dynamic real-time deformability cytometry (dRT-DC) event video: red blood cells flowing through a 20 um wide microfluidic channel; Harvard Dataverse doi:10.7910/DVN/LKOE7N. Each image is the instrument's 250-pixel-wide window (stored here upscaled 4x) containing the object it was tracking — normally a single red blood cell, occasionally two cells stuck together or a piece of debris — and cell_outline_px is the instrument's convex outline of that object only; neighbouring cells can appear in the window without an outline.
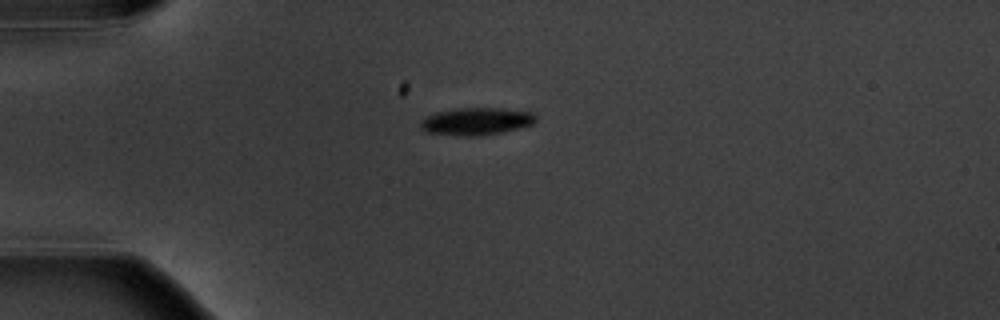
{"species": "common noctule bat (a hibernating species)", "species_latin": "Nyctalus noctula", "temperature_condition": "warm", "stored_images_in_passage": 6, "camera_frame_rate_fps": 3000, "um_per_image_px": 0.085, "animal": {"sex": "male", "body_mass_g": 20.1, "forearm_length_mm": 53.5}, "frame": {"image": 1, "passage_image": 4, "time_ms": 3.667, "image_size_px": [1000, 320], "cell_outline_px": [[536, 120], [532, 124], [500, 132], [472, 136], [464, 136], [428, 132], [420, 128], [420, 120], [424, 116], [436, 112], [456, 108], [504, 108], [532, 112], [536, 116]], "centroid_in_image_um": [40.44, 10.29], "position_along_channel_um": 44.6, "area_um2": 18.26}}